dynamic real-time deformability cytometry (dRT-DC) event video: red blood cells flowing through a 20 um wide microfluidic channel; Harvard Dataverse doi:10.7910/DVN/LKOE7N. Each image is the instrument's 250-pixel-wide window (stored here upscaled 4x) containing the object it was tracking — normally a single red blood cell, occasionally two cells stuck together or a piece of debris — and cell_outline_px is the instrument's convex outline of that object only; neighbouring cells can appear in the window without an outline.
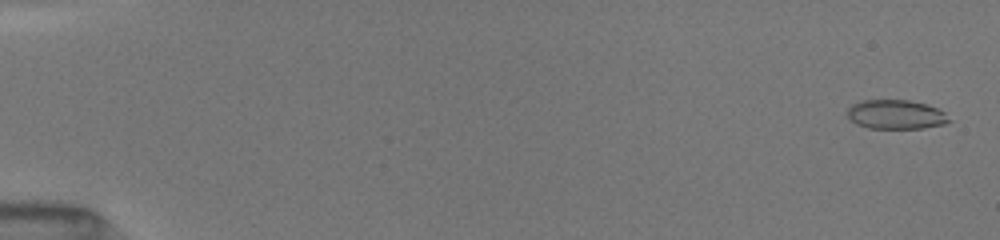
{"species": "common noctule bat (a hibernating species)", "species_latin": "Nyctalus noctula", "temperature_condition": "room temperature", "stored_images_in_passage": 7, "camera_frame_rate_fps": 3000, "um_per_image_px": 0.085, "animal": {"sex": "female", "body_mass_g": 19.5, "forearm_length_mm": 54.1}, "frame": {"image": 1, "passage_image": 1, "time_ms": 0.0, "image_size_px": [1000, 240], "cell_outline_px": [[952, 120], [944, 124], [924, 128], [868, 128], [856, 124], [848, 116], [848, 108], [852, 104], [864, 100], [908, 100], [928, 104], [944, 112]], "centroid_in_image_um": [76.17, 9.73], "position_along_channel_um": 8.8, "area_um2": 17.28}}